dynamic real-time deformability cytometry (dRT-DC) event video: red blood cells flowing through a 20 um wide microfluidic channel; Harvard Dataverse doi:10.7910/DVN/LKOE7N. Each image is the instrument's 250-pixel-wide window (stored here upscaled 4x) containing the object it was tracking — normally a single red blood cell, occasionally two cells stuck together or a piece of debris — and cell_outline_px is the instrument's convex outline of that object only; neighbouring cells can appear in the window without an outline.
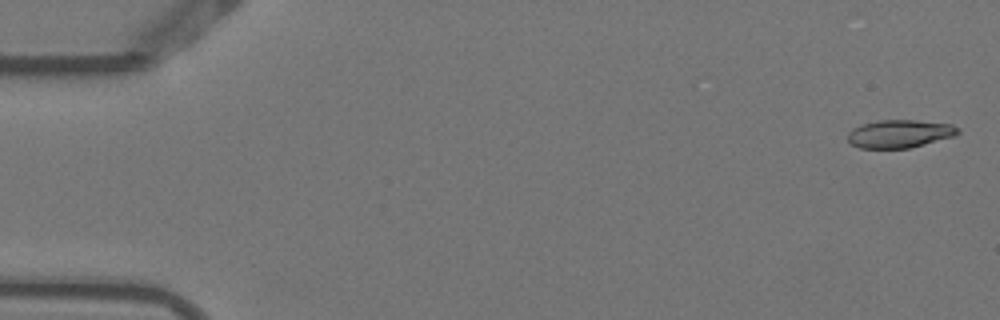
{"species": "Egyptian fruit bat (a non-hibernating species)", "species_latin": "Rousettus aegyptiacus", "temperature_condition": "warm", "stored_images_in_passage": 3, "camera_frame_rate_fps": 3000, "um_per_image_px": 0.085, "animal": {"sex": "female"}, "frame": {"image": 1, "passage_image": 1, "time_ms": 0.0, "image_size_px": [1000, 320], "cell_outline_px": [[960, 132], [956, 136], [908, 148], [860, 148], [852, 144], [848, 140], [848, 132], [852, 128], [864, 124], [880, 120], [916, 120], [952, 124], [960, 128]], "centroid_in_image_um": [76.51, 11.36], "position_along_channel_um": 8.5, "area_um2": 17.98}}